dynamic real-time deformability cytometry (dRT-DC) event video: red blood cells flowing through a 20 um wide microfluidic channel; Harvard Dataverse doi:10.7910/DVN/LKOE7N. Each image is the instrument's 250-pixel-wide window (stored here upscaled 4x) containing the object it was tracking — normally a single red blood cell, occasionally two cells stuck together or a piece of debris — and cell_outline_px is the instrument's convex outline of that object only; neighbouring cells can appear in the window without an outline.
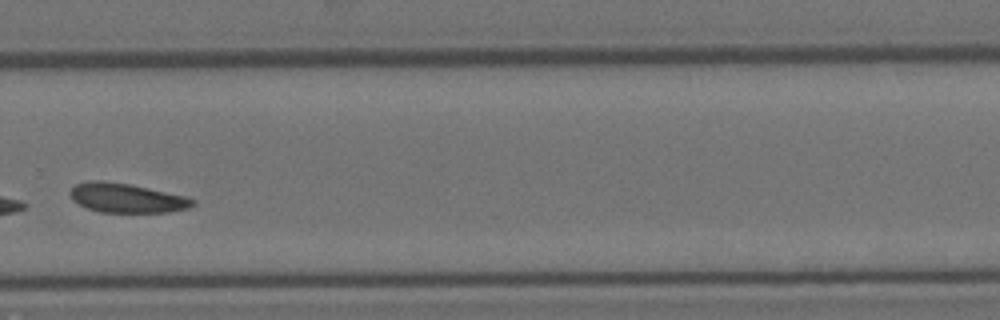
{"species": "Egyptian fruit bat (a non-hibernating species)", "species_latin": "Rousettus aegyptiacus", "temperature_condition": "room temperature", "stored_images_in_passage": 22, "camera_frame_rate_fps": 3000, "um_per_image_px": 0.085, "animal": {"sex": "female"}, "frame": {"image": 1, "passage_image": 16, "time_ms": 5.0, "image_size_px": [1000, 320], "cell_outline_px": [[196, 204], [188, 208], [168, 212], [100, 212], [84, 208], [72, 200], [68, 192], [76, 184], [88, 180], [104, 180], [128, 184], [188, 196], [196, 200]], "centroid_in_image_um": [10.75, 16.83], "position_along_channel_um": 319.1, "area_um2": 21.21}}